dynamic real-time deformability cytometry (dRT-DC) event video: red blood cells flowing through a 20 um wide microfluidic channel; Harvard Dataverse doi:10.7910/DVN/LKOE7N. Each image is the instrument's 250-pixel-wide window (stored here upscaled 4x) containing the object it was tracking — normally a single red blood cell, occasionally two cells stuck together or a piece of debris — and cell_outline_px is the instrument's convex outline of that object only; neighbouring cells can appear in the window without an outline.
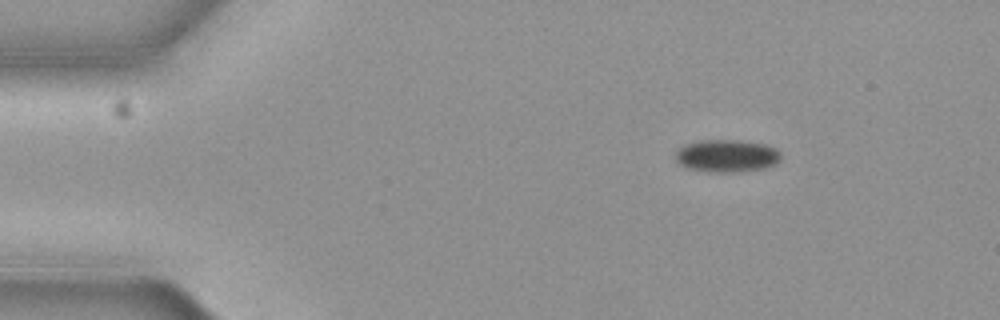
{"species": "common noctule bat (a hibernating species)", "species_latin": "Nyctalus noctula", "temperature_condition": "cold", "stored_images_in_passage": 9, "camera_frame_rate_fps": 3000, "um_per_image_px": 0.085, "animal": {"sex": "female", "body_mass_g": 19.3, "forearm_length_mm": 54.1}, "frame": {"image": 1, "passage_image": 1, "time_ms": 0.0, "image_size_px": [1000, 320], "cell_outline_px": [[780, 160], [776, 164], [764, 168], [740, 172], [708, 172], [688, 168], [680, 164], [676, 160], [676, 152], [684, 144], [696, 140], [736, 140], [764, 144], [776, 148], [780, 152]], "centroid_in_image_um": [61.77, 13.25], "position_along_channel_um": 23.2, "area_um2": 20.11}}
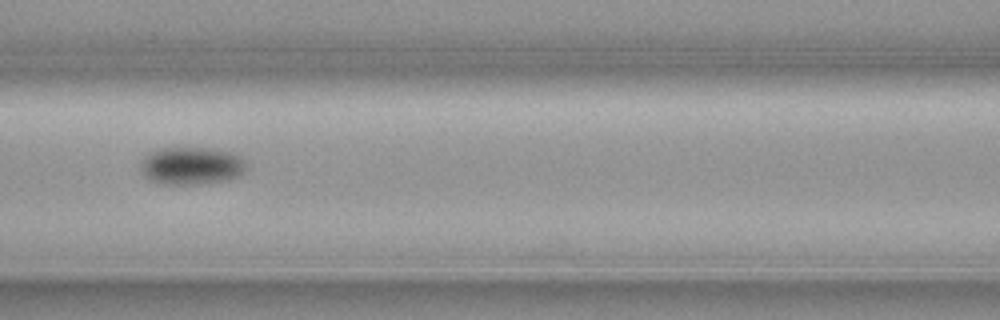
{"frame": {"image": 2, "passage_image": 6, "time_ms": 1.667, "image_size_px": [1000, 320], "cell_outline_px": [[244, 172], [228, 180], [200, 184], [164, 184], [152, 180], [144, 176], [140, 168], [144, 156], [148, 152], [160, 148], [208, 148], [232, 152], [240, 156], [244, 160]], "centroid_in_image_um": [16.25, 14.08], "position_along_channel_um": 150.4, "area_um2": 23.12}}
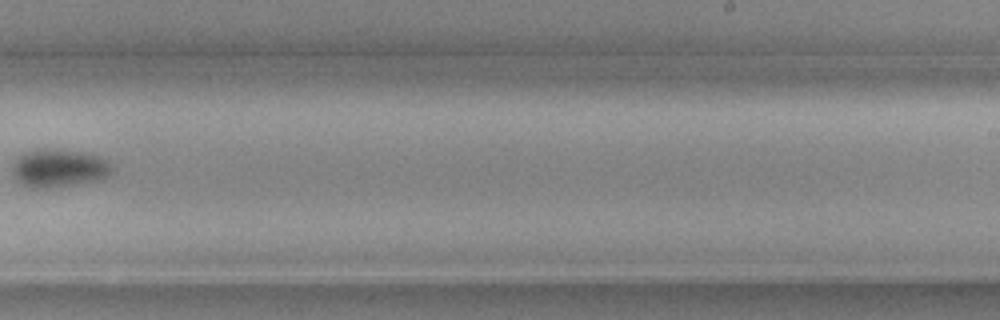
{"frame": {"image": 3, "passage_image": 9, "time_ms": 2.667, "image_size_px": [1000, 320], "cell_outline_px": [[112, 168], [108, 176], [96, 180], [76, 184], [52, 188], [24, 188], [12, 176], [12, 160], [20, 152], [36, 148], [40, 148], [84, 152], [100, 156], [112, 164]], "centroid_in_image_um": [4.9, 14.29], "position_along_channel_um": 284.1, "area_um2": 22.77}}